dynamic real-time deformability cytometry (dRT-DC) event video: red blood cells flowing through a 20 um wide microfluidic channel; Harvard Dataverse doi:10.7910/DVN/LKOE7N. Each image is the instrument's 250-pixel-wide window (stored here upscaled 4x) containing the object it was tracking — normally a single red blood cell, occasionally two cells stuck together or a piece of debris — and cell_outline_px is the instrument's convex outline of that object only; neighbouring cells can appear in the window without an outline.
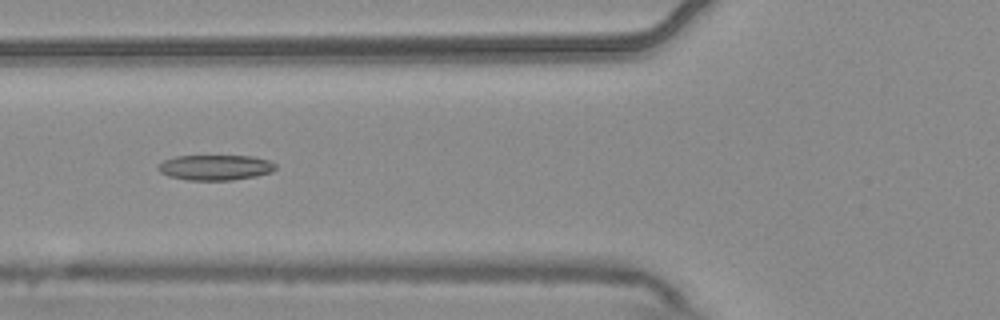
{"species": "common noctule bat (a hibernating species)", "species_latin": "Nyctalus noctula", "temperature_condition": "warm", "stored_images_in_passage": 8, "camera_frame_rate_fps": 3000, "um_per_image_px": 0.085, "animal": {"sex": "male", "body_mass_g": 20.4}, "frame": {"image": 1, "passage_image": 5, "time_ms": 1.333, "image_size_px": [1000, 320], "cell_outline_px": [[276, 168], [272, 172], [256, 176], [232, 180], [188, 180], [168, 176], [160, 172], [156, 168], [164, 160], [176, 156], [252, 156], [268, 160], [276, 164]], "centroid_in_image_um": [18.31, 14.24], "position_along_channel_um": 107.5, "area_um2": 17.34}}
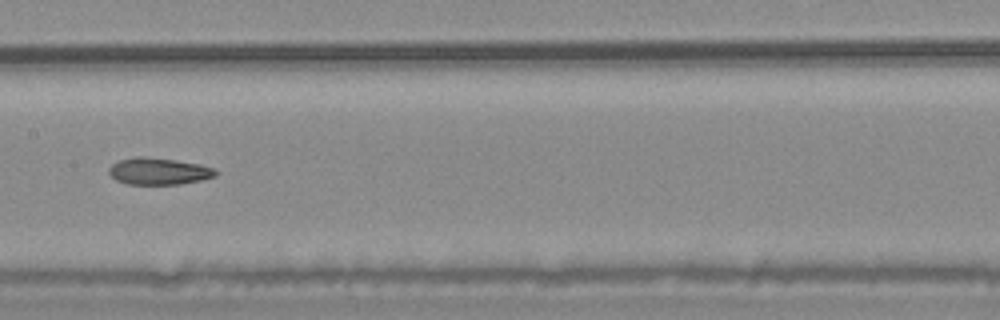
{"frame": {"image": 2, "passage_image": 7, "time_ms": 2.0, "image_size_px": [1000, 320], "cell_outline_px": [[220, 172], [216, 176], [200, 180], [180, 184], [128, 184], [116, 180], [108, 172], [108, 168], [112, 164], [120, 160], [136, 156], [144, 156], [176, 160], [200, 164], [212, 168]], "centroid_in_image_um": [13.49, 14.55], "position_along_channel_um": 193.9, "area_um2": 16.7}}
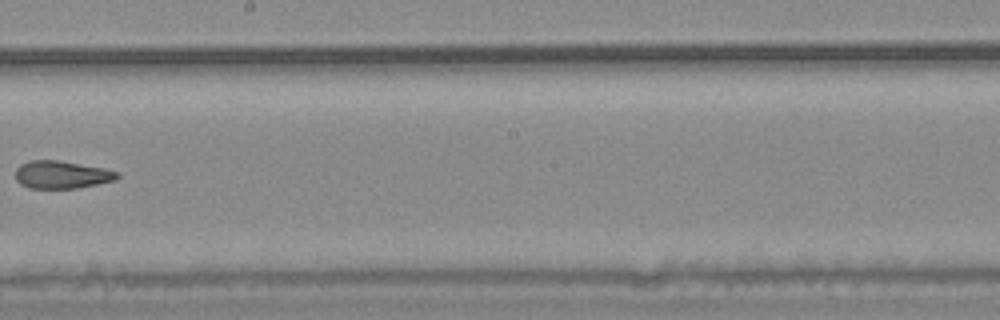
{"frame": {"image": 3, "passage_image": 8, "time_ms": 2.333, "image_size_px": [1000, 320], "cell_outline_px": [[120, 176], [116, 180], [76, 188], [28, 188], [20, 184], [16, 180], [16, 168], [20, 164], [28, 160], [56, 160], [104, 168], [116, 172]], "centroid_in_image_um": [5.2, 14.85], "position_along_channel_um": 243.0, "area_um2": 16.36}}